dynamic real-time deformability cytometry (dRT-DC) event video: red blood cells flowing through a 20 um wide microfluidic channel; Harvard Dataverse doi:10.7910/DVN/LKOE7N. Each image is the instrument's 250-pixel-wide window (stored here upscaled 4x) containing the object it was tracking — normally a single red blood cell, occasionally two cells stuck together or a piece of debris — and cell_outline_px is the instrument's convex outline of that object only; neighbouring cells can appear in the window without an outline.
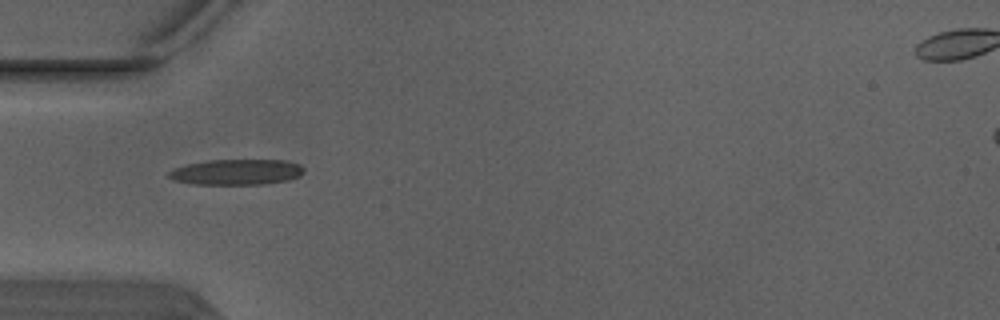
{"species": "Egyptian fruit bat (a non-hibernating species)", "species_latin": "Rousettus aegyptiacus", "temperature_condition": "warm", "stored_images_in_passage": 2, "camera_frame_rate_fps": 3000, "um_per_image_px": 0.085, "animal": {"sex": "male"}, "frame": {"image": 1, "passage_image": 1, "time_ms": 0.0, "image_size_px": [1000, 320], "cell_outline_px": [[304, 172], [300, 176], [288, 180], [260, 184], [192, 184], [172, 180], [168, 176], [168, 172], [172, 168], [184, 164], [208, 160], [288, 160], [300, 164], [304, 168]], "centroid_in_image_um": [20.08, 14.61], "position_along_channel_um": 64.9, "area_um2": 20.4}}
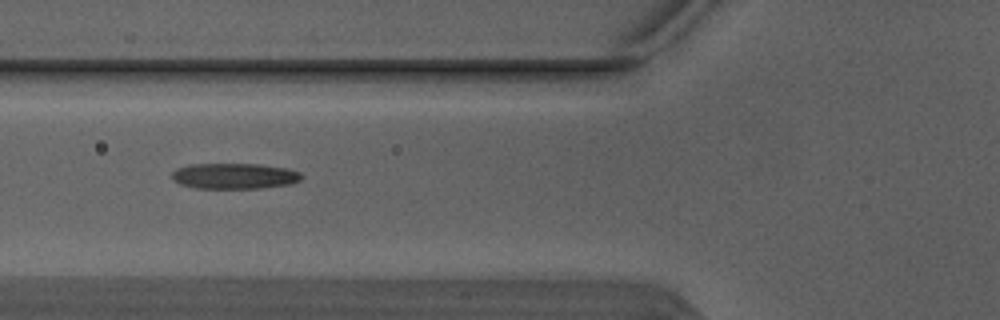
{"frame": {"image": 2, "passage_image": 2, "time_ms": 0.333, "image_size_px": [1000, 320], "cell_outline_px": [[304, 176], [300, 180], [292, 184], [260, 188], [196, 188], [180, 184], [172, 180], [172, 172], [176, 168], [188, 164], [260, 164], [288, 168], [300, 172]], "centroid_in_image_um": [19.93, 14.95], "position_along_channel_um": 105.9, "area_um2": 19.65}}